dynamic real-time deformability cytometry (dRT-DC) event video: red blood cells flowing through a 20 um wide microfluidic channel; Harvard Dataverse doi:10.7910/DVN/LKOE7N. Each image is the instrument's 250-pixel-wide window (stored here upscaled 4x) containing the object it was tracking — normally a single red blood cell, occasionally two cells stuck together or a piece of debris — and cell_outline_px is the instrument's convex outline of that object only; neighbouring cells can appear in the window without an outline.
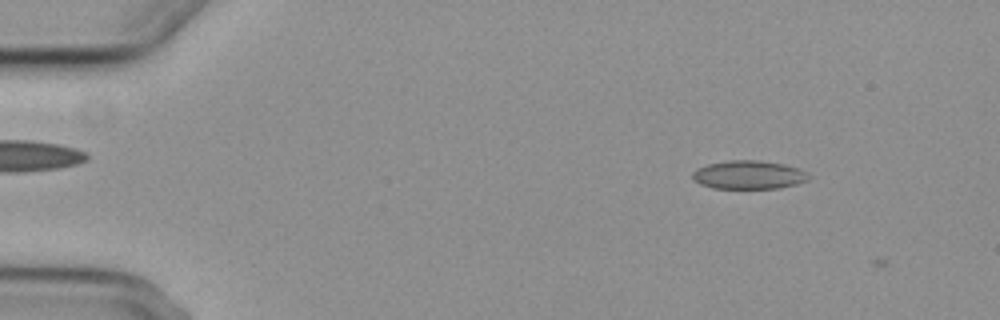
{"species": "common noctule bat (a hibernating species)", "species_latin": "Nyctalus noctula", "temperature_condition": "cold", "stored_images_in_passage": 6, "camera_frame_rate_fps": 3000, "um_per_image_px": 0.085, "animal": {"sex": "female", "body_mass_g": 29.2, "forearm_length_mm": 56.3}, "frame": {"image": 1, "passage_image": 2, "time_ms": 1.0, "image_size_px": [1000, 320], "cell_outline_px": [[808, 180], [796, 184], [780, 188], [712, 188], [700, 184], [692, 176], [692, 172], [696, 168], [708, 164], [728, 160], [760, 160], [784, 164], [808, 172]], "centroid_in_image_um": [63.63, 14.85], "position_along_channel_um": 21.4, "area_um2": 19.25}}